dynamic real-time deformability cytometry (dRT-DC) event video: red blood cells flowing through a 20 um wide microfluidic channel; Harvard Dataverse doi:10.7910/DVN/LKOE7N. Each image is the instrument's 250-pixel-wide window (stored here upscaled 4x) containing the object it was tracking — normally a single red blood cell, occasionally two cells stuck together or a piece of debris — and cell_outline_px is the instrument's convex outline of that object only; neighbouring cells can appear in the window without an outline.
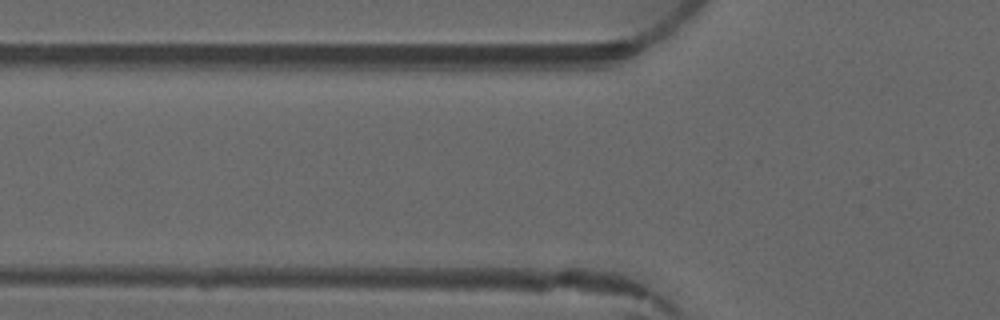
{"species": "common noctule bat (a hibernating species)", "species_latin": "Nyctalus noctula", "temperature_condition": "warm", "stored_images_in_passage": 3, "camera_frame_rate_fps": 3000, "um_per_image_px": 0.085, "animal": {"sex": "male", "forearm_length_mm": 52.5}, "frame": {"image": 1, "passage_image": 2, "time_ms": 2.0, "image_size_px": [1000, 320], "cell_outline_px": [[536, 292], [528, 292], [336, 288], [336, 284], [348, 268], [468, 268], [528, 284], [536, 288]], "centroid_in_image_um": [36.48, 23.8], "position_along_channel_um": 89.3, "area_um2": 26.7}}